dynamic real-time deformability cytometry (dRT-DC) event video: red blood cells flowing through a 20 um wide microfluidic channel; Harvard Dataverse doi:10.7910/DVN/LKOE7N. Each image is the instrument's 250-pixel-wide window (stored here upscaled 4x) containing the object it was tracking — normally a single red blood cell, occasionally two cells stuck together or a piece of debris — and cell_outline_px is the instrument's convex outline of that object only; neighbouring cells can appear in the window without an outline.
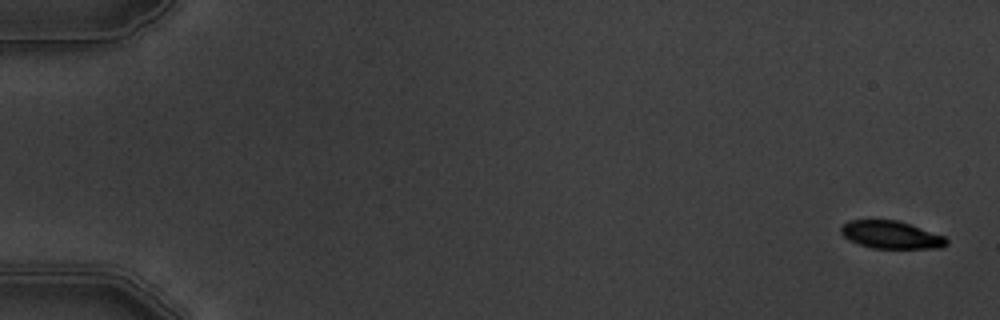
{"species": "common noctule bat (a hibernating species)", "species_latin": "Nyctalus noctula", "temperature_condition": "warm", "stored_images_in_passage": 8, "camera_frame_rate_fps": 3000, "um_per_image_px": 0.085, "animal": {"sex": "male", "body_mass_g": 19.5, "forearm_length_mm": 54.6}, "frame": {"image": 1, "passage_image": 1, "time_ms": 0.0, "image_size_px": [1000, 320], "cell_outline_px": [[948, 244], [944, 248], [872, 248], [848, 240], [840, 232], [840, 228], [848, 220], [896, 220], [944, 236], [948, 240]], "centroid_in_image_um": [75.73, 19.97], "position_along_channel_um": 9.3, "area_um2": 16.88}}
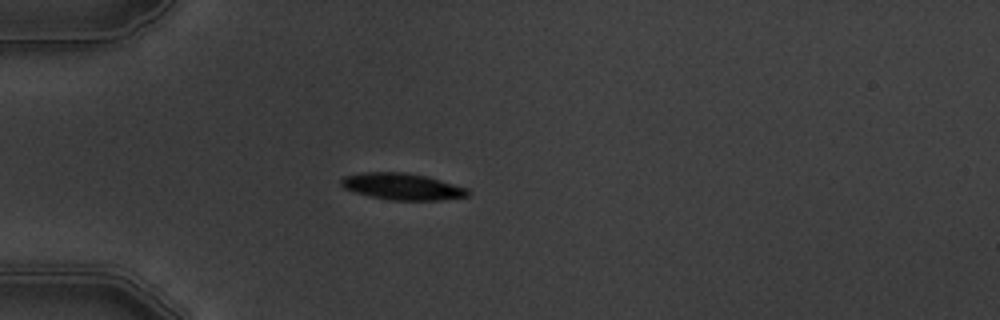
{"frame": {"image": 2, "passage_image": 5, "time_ms": 5.0, "image_size_px": [1000, 320], "cell_outline_px": [[468, 196], [440, 200], [388, 200], [368, 196], [344, 188], [340, 184], [340, 180], [344, 176], [364, 172], [404, 172], [428, 176], [468, 188]], "centroid_in_image_um": [34.18, 15.85], "position_along_channel_um": 50.8, "area_um2": 19.71}}